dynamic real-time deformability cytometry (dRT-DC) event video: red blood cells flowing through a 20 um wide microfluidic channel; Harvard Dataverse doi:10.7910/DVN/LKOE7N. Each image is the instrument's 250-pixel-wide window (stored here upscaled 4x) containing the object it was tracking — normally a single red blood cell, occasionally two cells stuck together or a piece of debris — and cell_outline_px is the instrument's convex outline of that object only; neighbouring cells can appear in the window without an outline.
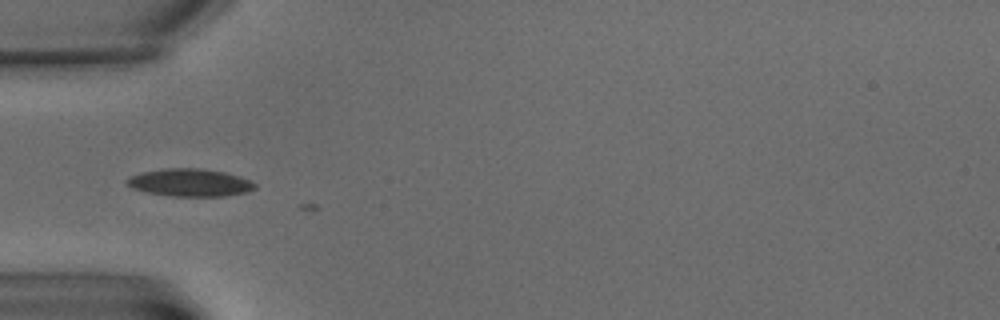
{"species": "common noctule bat (a hibernating species)", "species_latin": "Nyctalus noctula", "temperature_condition": "warm", "stored_images_in_passage": 6, "camera_frame_rate_fps": 3000, "um_per_image_px": 0.085, "animal": {"sex": "male", "body_mass_g": 15.6}, "frame": {"image": 1, "passage_image": 4, "time_ms": 4.333, "image_size_px": [1000, 320], "cell_outline_px": [[256, 188], [248, 192], [224, 196], [172, 196], [148, 192], [132, 188], [124, 184], [124, 180], [132, 176], [144, 172], [164, 168], [200, 168], [224, 172], [240, 176], [256, 184]], "centroid_in_image_um": [16.14, 15.52], "position_along_channel_um": 68.9, "area_um2": 20.58}}